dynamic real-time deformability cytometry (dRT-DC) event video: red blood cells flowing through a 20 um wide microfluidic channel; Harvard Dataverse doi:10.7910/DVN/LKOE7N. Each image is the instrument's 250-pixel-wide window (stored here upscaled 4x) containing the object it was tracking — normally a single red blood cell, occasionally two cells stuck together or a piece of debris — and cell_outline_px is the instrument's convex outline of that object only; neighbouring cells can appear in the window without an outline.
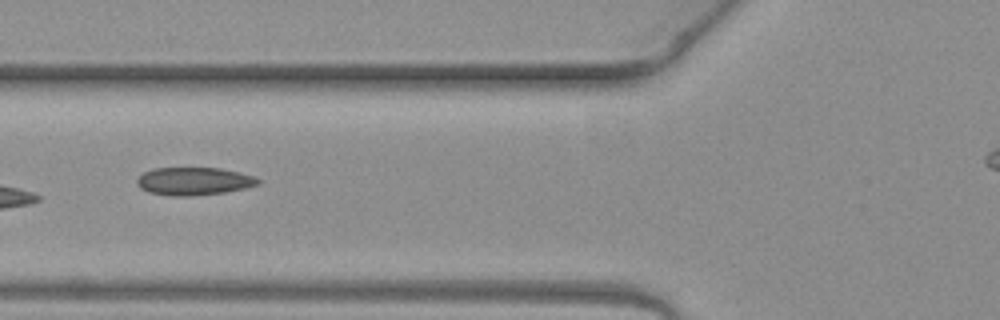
{"species": "common noctule bat (a hibernating species)", "species_latin": "Nyctalus noctula", "temperature_condition": "warm", "stored_images_in_passage": 4, "camera_frame_rate_fps": 3000, "um_per_image_px": 0.085, "animal": {"sex": "female", "body_mass_g": 19.3, "forearm_length_mm": 54.1}, "frame": {"image": 1, "passage_image": 4, "time_ms": 1.0, "image_size_px": [1000, 320], "cell_outline_px": [[260, 184], [244, 188], [224, 192], [188, 196], [172, 196], [148, 192], [140, 188], [136, 184], [136, 180], [144, 172], [152, 168], [220, 168], [240, 172], [252, 176], [260, 180]], "centroid_in_image_um": [16.45, 15.4], "position_along_channel_um": 109.4, "area_um2": 19.59}}